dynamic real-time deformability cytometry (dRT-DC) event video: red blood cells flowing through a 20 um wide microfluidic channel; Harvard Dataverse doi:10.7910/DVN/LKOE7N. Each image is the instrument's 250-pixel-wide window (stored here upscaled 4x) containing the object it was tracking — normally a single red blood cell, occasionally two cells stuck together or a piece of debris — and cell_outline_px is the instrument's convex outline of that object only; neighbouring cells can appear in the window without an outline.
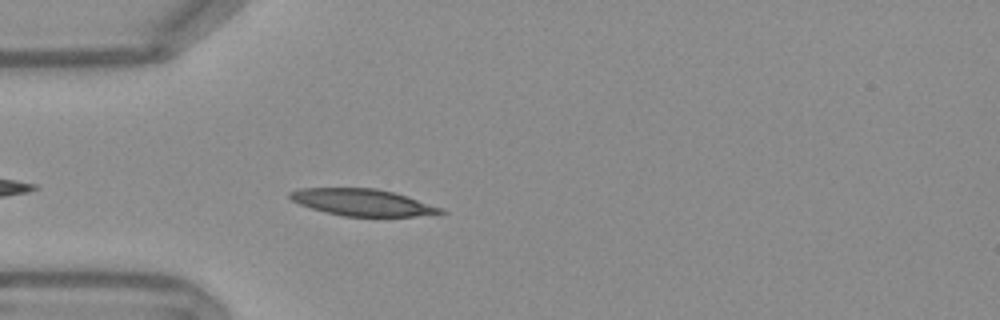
{"species": "Egyptian fruit bat (a non-hibernating species)", "species_latin": "Rousettus aegyptiacus", "temperature_condition": "warm", "stored_images_in_passage": 40, "camera_frame_rate_fps": 3000, "um_per_image_px": 0.085, "frame": {"image": 1, "passage_image": 4, "time_ms": 1.0, "image_size_px": [1000, 320], "cell_outline_px": [[448, 212], [416, 216], [344, 216], [324, 212], [300, 204], [292, 200], [288, 196], [288, 192], [300, 188], [376, 188], [392, 192], [440, 208]], "centroid_in_image_um": [30.72, 17.2], "position_along_channel_um": 54.3, "area_um2": 23.06}}
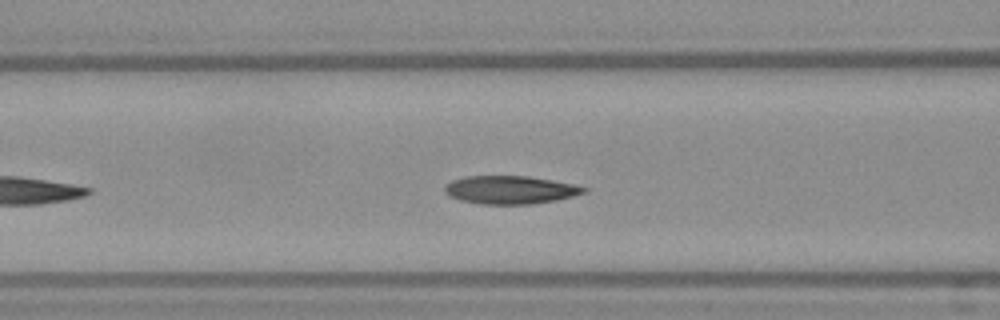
{"frame": {"image": 2, "passage_image": 10, "time_ms": 3.0, "image_size_px": [1000, 320], "cell_outline_px": [[588, 192], [556, 200], [532, 204], [480, 204], [460, 200], [448, 196], [444, 192], [444, 184], [452, 180], [464, 176], [528, 176], [572, 184], [588, 188]], "centroid_in_image_um": [43.32, 16.14], "position_along_channel_um": 123.3, "area_um2": 22.89}}
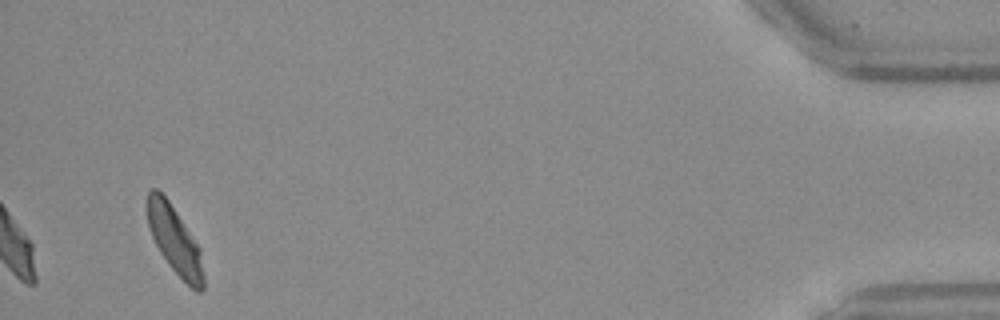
{"frame": {"image": 3, "passage_image": 40, "time_ms": 13.0, "image_size_px": [1000, 320], "cell_outline_px": [[204, 288], [200, 292], [196, 292], [172, 268], [160, 252], [148, 228], [148, 192], [152, 188], [156, 188], [168, 200], [200, 248], [204, 276]], "centroid_in_image_um": [14.87, 20.44], "position_along_channel_um": 420.3, "area_um2": 21.62}, "authors_computed_cell_mechanics": {"area_um2": 20.8658, "velocity_mm_per_s": 3.7782, "shape_relaxation_time_tau1_ms": 2.8007, "shape_relaxation_time_tau2_ms": 2.4705, "deformation_change_tau1": 0.1472, "deformation_change_tau2": 0.0859}}